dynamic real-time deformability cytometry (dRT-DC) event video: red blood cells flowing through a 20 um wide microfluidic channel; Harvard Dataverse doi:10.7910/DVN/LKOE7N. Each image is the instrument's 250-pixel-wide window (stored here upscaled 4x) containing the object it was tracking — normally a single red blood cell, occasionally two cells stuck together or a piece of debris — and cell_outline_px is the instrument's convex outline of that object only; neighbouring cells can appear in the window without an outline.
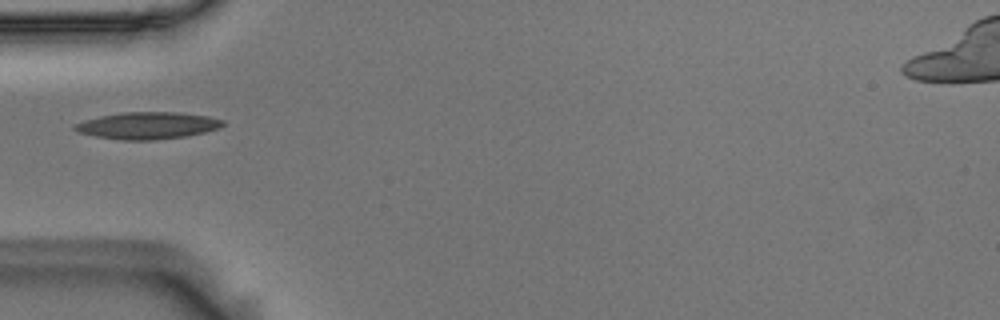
{"species": "Egyptian fruit bat (a non-hibernating species)", "species_latin": "Rousettus aegyptiacus", "temperature_condition": "room temperature", "stored_images_in_passage": 3, "camera_frame_rate_fps": 3000, "um_per_image_px": 0.085, "animal": {"sex": "male"}, "frame": {"image": 1, "passage_image": 1, "time_ms": 0.0, "image_size_px": [1000, 320], "cell_outline_px": [[224, 124], [220, 128], [204, 132], [184, 136], [152, 140], [124, 140], [96, 136], [80, 132], [72, 128], [72, 124], [84, 120], [100, 116], [120, 112], [176, 112], [208, 116], [224, 120]], "centroid_in_image_um": [12.53, 10.66], "position_along_channel_um": 72.5, "area_um2": 23.18}}